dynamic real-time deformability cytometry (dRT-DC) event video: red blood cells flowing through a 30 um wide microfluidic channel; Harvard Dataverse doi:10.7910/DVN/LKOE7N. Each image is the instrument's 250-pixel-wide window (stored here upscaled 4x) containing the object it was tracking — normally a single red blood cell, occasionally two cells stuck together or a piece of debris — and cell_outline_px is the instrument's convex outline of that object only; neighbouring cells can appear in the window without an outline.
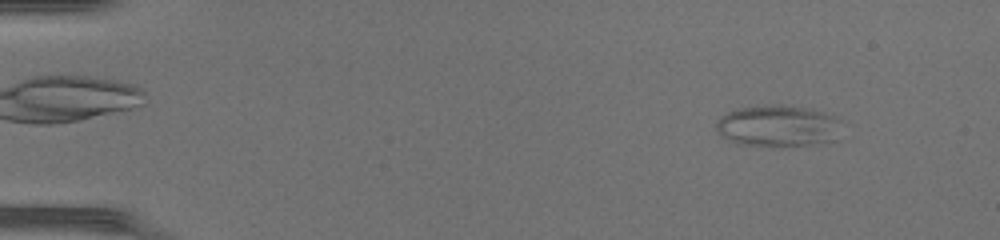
{"species": "common noctule bat (a hibernating species)", "species_latin": "Nyctalus noctula", "temperature_condition": "warm", "stored_images_in_passage": 48, "camera_frame_rate_fps": 3000, "um_per_image_px": 0.085, "animal": {"sex": "female", "body_mass_g": 17.0, "forearm_length_mm": 48.0}, "frame": {"image": 1, "passage_image": 5, "time_ms": 1.333, "image_size_px": [1000, 240], "cell_outline_px": [[840, 120], [836, 140], [808, 144], [736, 144], [720, 136], [716, 128], [716, 120], [720, 116], [728, 112], [740, 108], [776, 104], [780, 104], [812, 108], [836, 116]], "centroid_in_image_um": [66.11, 10.66], "position_along_channel_um": 18.9, "area_um2": 29.94}}
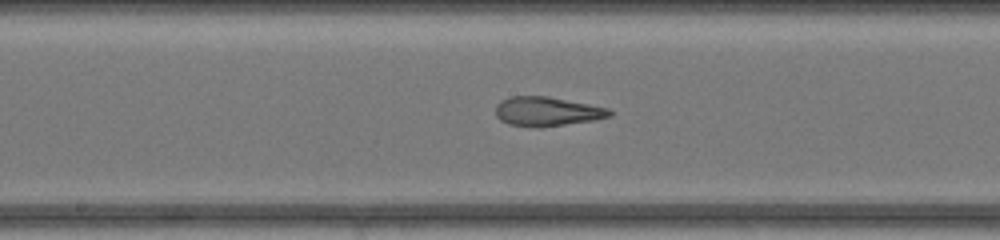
{"frame": {"image": 2, "passage_image": 26, "time_ms": 8.333, "image_size_px": [1000, 240], "cell_outline_px": [[612, 116], [592, 120], [540, 128], [508, 124], [500, 120], [496, 116], [496, 104], [500, 100], [512, 96], [548, 96], [608, 108], [612, 112]], "centroid_in_image_um": [46.46, 9.47], "position_along_channel_um": 201.7, "area_um2": 19.42}}
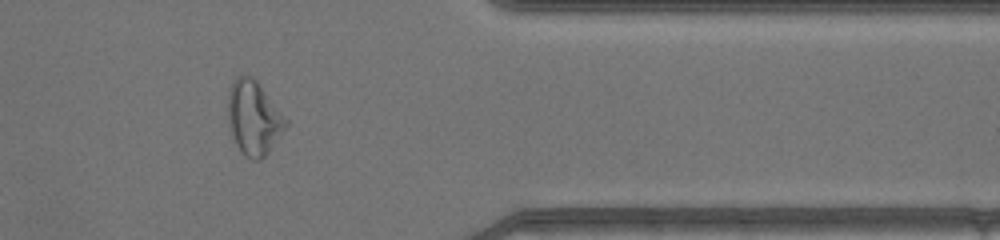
{"frame": {"image": 3, "passage_image": 40, "time_ms": 13.0, "image_size_px": [1000, 240], "cell_outline_px": [[288, 124], [268, 152], [260, 160], [252, 160], [244, 156], [236, 144], [232, 136], [228, 120], [228, 92], [236, 76], [252, 76], [256, 80], [288, 120]], "centroid_in_image_um": [21.55, 10.03], "position_along_channel_um": 389.8, "area_um2": 24.74}, "authors_computed_cell_mechanics": {"area_um2": 24.7384, "velocity_mm_per_s": 4.335, "shape_relaxation_time_tau1_ms": null, "shape_relaxation_time_tau2_ms": 1.8584, "deformation_change_tau1": null, "deformation_change_tau2": 0.0981}}